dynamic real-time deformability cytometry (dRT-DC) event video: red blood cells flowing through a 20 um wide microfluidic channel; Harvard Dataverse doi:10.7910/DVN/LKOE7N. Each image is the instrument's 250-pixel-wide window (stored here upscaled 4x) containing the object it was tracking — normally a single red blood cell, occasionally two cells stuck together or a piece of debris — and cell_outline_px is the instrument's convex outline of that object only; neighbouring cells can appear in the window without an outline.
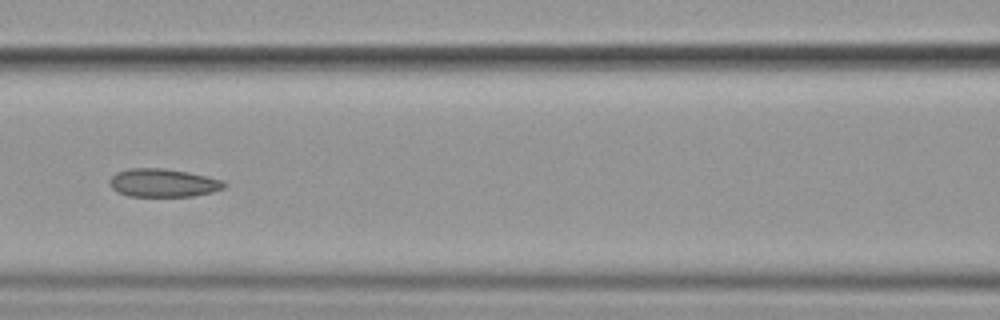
{"species": "common noctule bat (a hibernating species)", "species_latin": "Nyctalus noctula", "temperature_condition": "cold", "stored_images_in_passage": 9, "camera_frame_rate_fps": 3000, "um_per_image_px": 0.085, "animal": {"sex": "female", "body_mass_g": 19.9}, "frame": {"image": 1, "passage_image": 6, "time_ms": 6.667, "image_size_px": [1000, 320], "cell_outline_px": [[228, 184], [224, 188], [212, 192], [192, 196], [128, 196], [116, 192], [112, 188], [112, 176], [116, 172], [128, 168], [164, 168], [188, 172], [208, 176], [220, 180]], "centroid_in_image_um": [13.88, 15.54], "position_along_channel_um": 152.7, "area_um2": 18.79}}
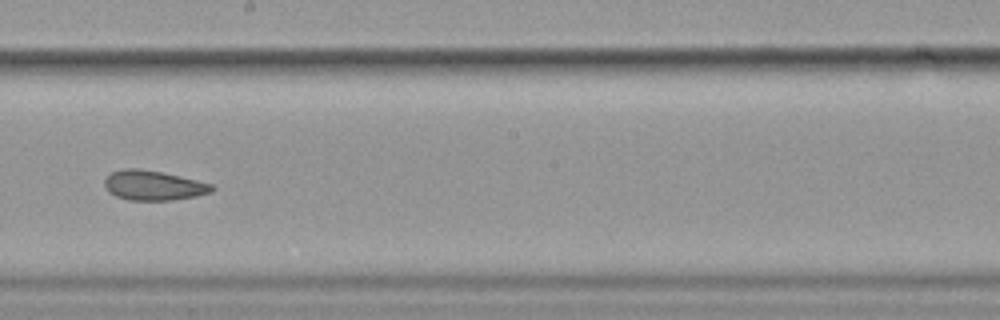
{"frame": {"image": 2, "passage_image": 8, "time_ms": 9.0, "image_size_px": [1000, 320], "cell_outline_px": [[216, 188], [212, 192], [196, 196], [172, 200], [128, 200], [116, 196], [108, 192], [104, 188], [104, 180], [112, 172], [124, 168], [140, 168], [180, 176], [212, 184]], "centroid_in_image_um": [13.03, 15.76], "position_along_channel_um": 235.2, "area_um2": 18.67}}
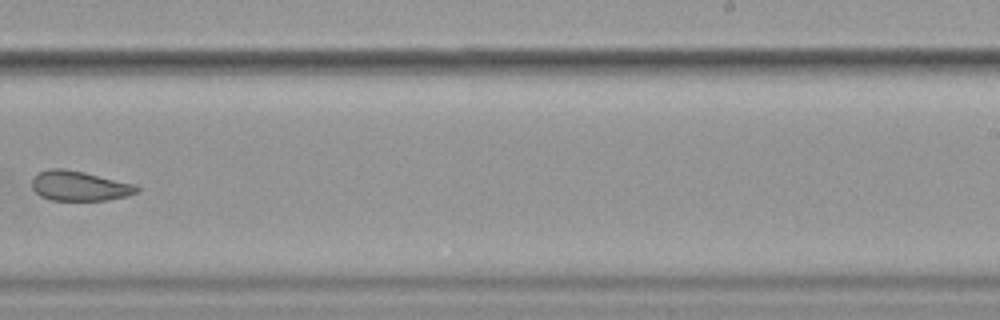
{"frame": {"image": 3, "passage_image": 9, "time_ms": 10.333, "image_size_px": [1000, 320], "cell_outline_px": [[140, 192], [128, 196], [108, 200], [48, 200], [40, 196], [32, 188], [32, 176], [36, 172], [48, 168], [64, 168], [84, 172], [136, 184], [140, 188]], "centroid_in_image_um": [6.74, 15.79], "position_along_channel_um": 282.3, "area_um2": 18.67}}